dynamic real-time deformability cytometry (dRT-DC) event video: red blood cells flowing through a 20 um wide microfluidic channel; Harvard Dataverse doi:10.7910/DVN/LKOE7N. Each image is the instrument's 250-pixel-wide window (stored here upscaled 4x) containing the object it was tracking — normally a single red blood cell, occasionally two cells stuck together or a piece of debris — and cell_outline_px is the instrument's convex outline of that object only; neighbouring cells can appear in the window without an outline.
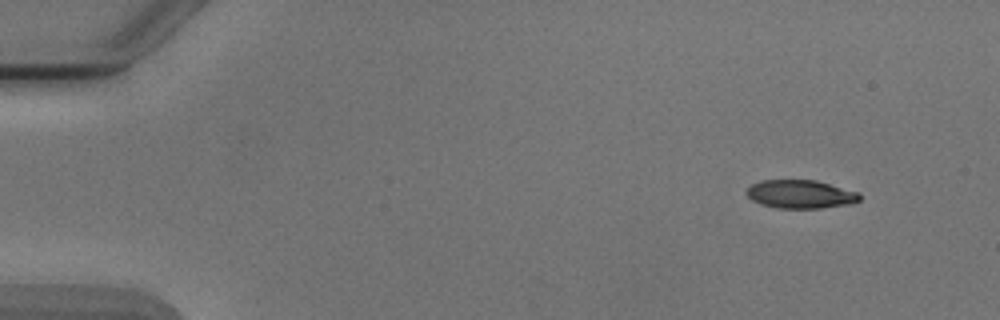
{"species": "Egyptian fruit bat (a non-hibernating species)", "species_latin": "Rousettus aegyptiacus", "temperature_condition": "cold", "stored_images_in_passage": 3, "camera_frame_rate_fps": 3000, "um_per_image_px": 0.085, "animal": {"sex": "male"}, "frame": {"image": 1, "passage_image": 1, "time_ms": 0.0, "image_size_px": [1000, 320], "cell_outline_px": [[860, 200], [848, 204], [820, 208], [776, 208], [760, 204], [752, 200], [744, 192], [752, 184], [760, 180], [816, 180], [860, 192]], "centroid_in_image_um": [68.03, 16.5], "position_along_channel_um": 17.0, "area_um2": 18.79}}